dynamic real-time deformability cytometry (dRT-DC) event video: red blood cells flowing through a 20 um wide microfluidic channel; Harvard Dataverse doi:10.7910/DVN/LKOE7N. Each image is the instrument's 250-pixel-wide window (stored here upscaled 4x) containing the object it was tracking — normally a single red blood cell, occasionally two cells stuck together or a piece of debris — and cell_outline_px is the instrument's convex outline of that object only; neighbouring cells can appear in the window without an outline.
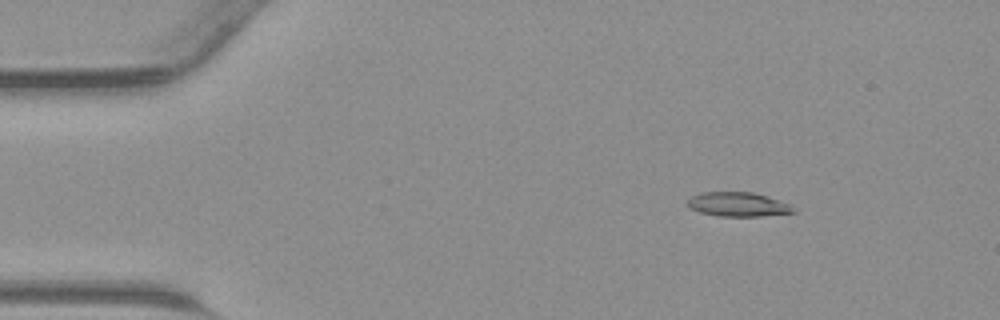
{"species": "common noctule bat (a hibernating species)", "species_latin": "Nyctalus noctula", "temperature_condition": "warm", "stored_images_in_passage": 45, "camera_frame_rate_fps": 3000, "um_per_image_px": 0.085, "animal": {"sex": "male", "body_mass_g": 23.1, "forearm_length_mm": 52.7}, "frame": {"image": 1, "passage_image": 7, "time_ms": 2.0, "image_size_px": [1000, 320], "cell_outline_px": [[796, 212], [760, 216], [720, 216], [700, 212], [688, 208], [688, 200], [692, 196], [700, 192], [752, 192], [768, 196], [788, 204]], "centroid_in_image_um": [62.69, 17.37], "position_along_channel_um": 22.3, "area_um2": 14.8}}
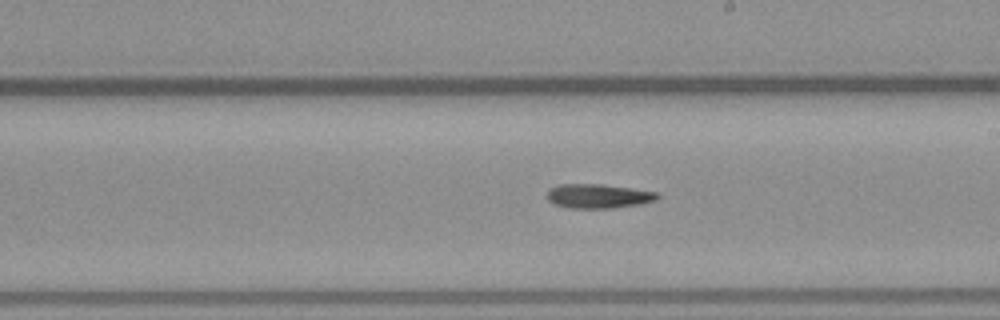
{"frame": {"image": 2, "passage_image": 26, "time_ms": 8.333, "image_size_px": [1000, 320], "cell_outline_px": [[660, 196], [656, 200], [640, 204], [612, 208], [568, 208], [552, 204], [544, 196], [548, 188], [560, 184], [600, 184], [660, 192]], "centroid_in_image_um": [50.8, 16.67], "position_along_channel_um": 238.2, "area_um2": 15.9}}
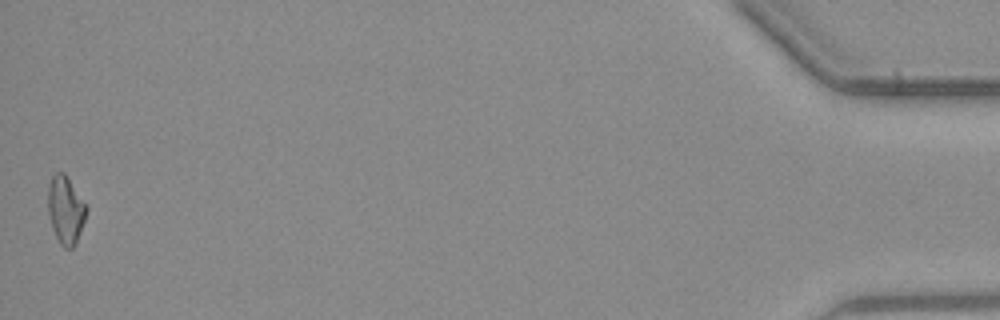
{"frame": {"image": 3, "passage_image": 45, "time_ms": 14.667, "image_size_px": [1000, 320], "cell_outline_px": [[88, 208], [76, 244], [72, 248], [64, 248], [60, 244], [52, 228], [48, 212], [48, 188], [52, 176], [56, 172], [64, 172], [88, 204]], "centroid_in_image_um": [5.6, 17.83], "position_along_channel_um": 429.6, "area_um2": 15.32}}